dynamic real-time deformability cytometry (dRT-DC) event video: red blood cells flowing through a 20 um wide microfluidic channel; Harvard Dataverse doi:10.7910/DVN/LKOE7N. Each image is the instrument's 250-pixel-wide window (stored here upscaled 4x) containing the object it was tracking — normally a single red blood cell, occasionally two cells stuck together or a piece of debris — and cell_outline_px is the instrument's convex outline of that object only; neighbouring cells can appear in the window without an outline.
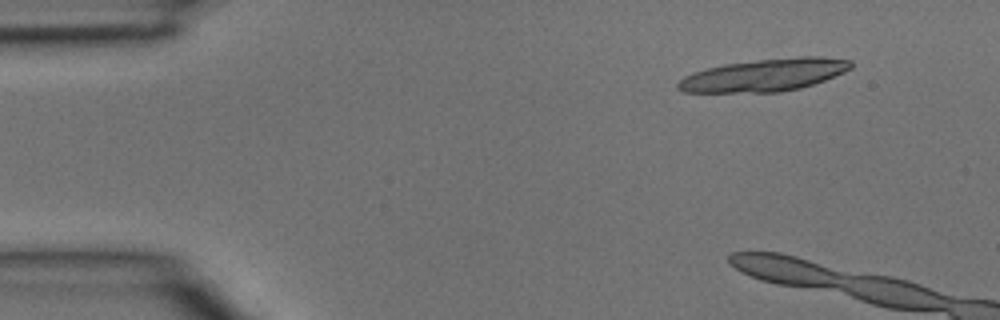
{"species": "common noctule bat (a hibernating species)", "species_latin": "Nyctalus noctula", "temperature_condition": "room temperature", "stored_images_in_passage": 3, "camera_frame_rate_fps": 3000, "um_per_image_px": 0.085, "animal": {"sex": "male", "body_mass_g": 15.6}, "frame": {"image": 1, "passage_image": 1, "time_ms": 0.0, "image_size_px": [1000, 320], "cell_outline_px": [[852, 68], [844, 72], [824, 80], [800, 88], [780, 92], [684, 92], [676, 88], [676, 84], [684, 76], [692, 72], [724, 64], [760, 60], [800, 56], [824, 56], [852, 60]], "centroid_in_image_um": [64.99, 6.37], "position_along_channel_um": 20.0, "area_um2": 32.66}}